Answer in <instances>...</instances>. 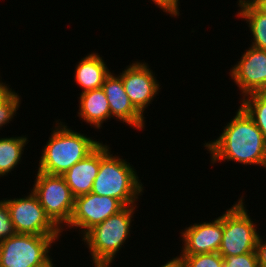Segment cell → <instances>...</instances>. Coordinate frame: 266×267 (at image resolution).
<instances>
[{
	"instance_id": "6da1fadb",
	"label": "cell",
	"mask_w": 266,
	"mask_h": 267,
	"mask_svg": "<svg viewBox=\"0 0 266 267\" xmlns=\"http://www.w3.org/2000/svg\"><path fill=\"white\" fill-rule=\"evenodd\" d=\"M217 139L205 142L211 163L234 161L266 169V140L252 118L239 106Z\"/></svg>"
},
{
	"instance_id": "7a4b0ae2",
	"label": "cell",
	"mask_w": 266,
	"mask_h": 267,
	"mask_svg": "<svg viewBox=\"0 0 266 267\" xmlns=\"http://www.w3.org/2000/svg\"><path fill=\"white\" fill-rule=\"evenodd\" d=\"M64 123L56 121V126L41 153L37 169L39 172L63 175L102 143L68 128Z\"/></svg>"
},
{
	"instance_id": "3957f363",
	"label": "cell",
	"mask_w": 266,
	"mask_h": 267,
	"mask_svg": "<svg viewBox=\"0 0 266 267\" xmlns=\"http://www.w3.org/2000/svg\"><path fill=\"white\" fill-rule=\"evenodd\" d=\"M109 149L107 144H100V168L91 192L116 198L124 206H136L143 184L133 166L119 156H113Z\"/></svg>"
},
{
	"instance_id": "277c9868",
	"label": "cell",
	"mask_w": 266,
	"mask_h": 267,
	"mask_svg": "<svg viewBox=\"0 0 266 267\" xmlns=\"http://www.w3.org/2000/svg\"><path fill=\"white\" fill-rule=\"evenodd\" d=\"M137 206H125L117 214L88 230L82 241L92 256L94 267H110L116 253L122 248L131 231V222Z\"/></svg>"
},
{
	"instance_id": "5b68a950",
	"label": "cell",
	"mask_w": 266,
	"mask_h": 267,
	"mask_svg": "<svg viewBox=\"0 0 266 267\" xmlns=\"http://www.w3.org/2000/svg\"><path fill=\"white\" fill-rule=\"evenodd\" d=\"M60 236L15 233L0 242V267H42Z\"/></svg>"
},
{
	"instance_id": "8992f818",
	"label": "cell",
	"mask_w": 266,
	"mask_h": 267,
	"mask_svg": "<svg viewBox=\"0 0 266 267\" xmlns=\"http://www.w3.org/2000/svg\"><path fill=\"white\" fill-rule=\"evenodd\" d=\"M242 197L223 214V237L218 251L222 257L237 256L256 250L259 232L248 214Z\"/></svg>"
},
{
	"instance_id": "52a82bcc",
	"label": "cell",
	"mask_w": 266,
	"mask_h": 267,
	"mask_svg": "<svg viewBox=\"0 0 266 267\" xmlns=\"http://www.w3.org/2000/svg\"><path fill=\"white\" fill-rule=\"evenodd\" d=\"M32 192L50 220L63 232L71 218L75 197L62 175L37 171ZM64 223V224H63Z\"/></svg>"
},
{
	"instance_id": "ba28073f",
	"label": "cell",
	"mask_w": 266,
	"mask_h": 267,
	"mask_svg": "<svg viewBox=\"0 0 266 267\" xmlns=\"http://www.w3.org/2000/svg\"><path fill=\"white\" fill-rule=\"evenodd\" d=\"M23 198L3 199L16 233L61 235L62 231L46 215L38 197L30 191Z\"/></svg>"
},
{
	"instance_id": "9c48e42d",
	"label": "cell",
	"mask_w": 266,
	"mask_h": 267,
	"mask_svg": "<svg viewBox=\"0 0 266 267\" xmlns=\"http://www.w3.org/2000/svg\"><path fill=\"white\" fill-rule=\"evenodd\" d=\"M124 207L116 198L90 192L75 198L73 212L66 226L69 229H81L82 237L92 227L117 214Z\"/></svg>"
},
{
	"instance_id": "30bf717a",
	"label": "cell",
	"mask_w": 266,
	"mask_h": 267,
	"mask_svg": "<svg viewBox=\"0 0 266 267\" xmlns=\"http://www.w3.org/2000/svg\"><path fill=\"white\" fill-rule=\"evenodd\" d=\"M119 74L131 103L142 115H145L146 107L152 103L161 89L155 74L148 63L141 61L128 65Z\"/></svg>"
},
{
	"instance_id": "8fae6325",
	"label": "cell",
	"mask_w": 266,
	"mask_h": 267,
	"mask_svg": "<svg viewBox=\"0 0 266 267\" xmlns=\"http://www.w3.org/2000/svg\"><path fill=\"white\" fill-rule=\"evenodd\" d=\"M230 70L242 97L254 92L266 91V50L250 46Z\"/></svg>"
},
{
	"instance_id": "7c38bea8",
	"label": "cell",
	"mask_w": 266,
	"mask_h": 267,
	"mask_svg": "<svg viewBox=\"0 0 266 267\" xmlns=\"http://www.w3.org/2000/svg\"><path fill=\"white\" fill-rule=\"evenodd\" d=\"M180 255L218 252L223 237V214L211 222L194 223L181 232Z\"/></svg>"
},
{
	"instance_id": "4fadbf2b",
	"label": "cell",
	"mask_w": 266,
	"mask_h": 267,
	"mask_svg": "<svg viewBox=\"0 0 266 267\" xmlns=\"http://www.w3.org/2000/svg\"><path fill=\"white\" fill-rule=\"evenodd\" d=\"M109 102L111 117H116L121 123L141 131L144 129L145 117L131 103L119 74L111 73L105 78L102 85Z\"/></svg>"
},
{
	"instance_id": "5bb4252c",
	"label": "cell",
	"mask_w": 266,
	"mask_h": 267,
	"mask_svg": "<svg viewBox=\"0 0 266 267\" xmlns=\"http://www.w3.org/2000/svg\"><path fill=\"white\" fill-rule=\"evenodd\" d=\"M99 168L100 145L62 175L75 198L92 191Z\"/></svg>"
},
{
	"instance_id": "9a60e30c",
	"label": "cell",
	"mask_w": 266,
	"mask_h": 267,
	"mask_svg": "<svg viewBox=\"0 0 266 267\" xmlns=\"http://www.w3.org/2000/svg\"><path fill=\"white\" fill-rule=\"evenodd\" d=\"M78 116L90 126L100 129L104 121L111 118L110 106L103 88L80 94Z\"/></svg>"
},
{
	"instance_id": "2e32d148",
	"label": "cell",
	"mask_w": 266,
	"mask_h": 267,
	"mask_svg": "<svg viewBox=\"0 0 266 267\" xmlns=\"http://www.w3.org/2000/svg\"><path fill=\"white\" fill-rule=\"evenodd\" d=\"M106 62L98 53L92 52L76 64L75 82L83 88L82 92L101 88L105 78L110 74Z\"/></svg>"
},
{
	"instance_id": "e0dca14e",
	"label": "cell",
	"mask_w": 266,
	"mask_h": 267,
	"mask_svg": "<svg viewBox=\"0 0 266 267\" xmlns=\"http://www.w3.org/2000/svg\"><path fill=\"white\" fill-rule=\"evenodd\" d=\"M237 17L243 18L248 24L252 35V44L250 46L266 50V16L260 14L247 0H238Z\"/></svg>"
},
{
	"instance_id": "ac0fdd59",
	"label": "cell",
	"mask_w": 266,
	"mask_h": 267,
	"mask_svg": "<svg viewBox=\"0 0 266 267\" xmlns=\"http://www.w3.org/2000/svg\"><path fill=\"white\" fill-rule=\"evenodd\" d=\"M28 142L25 136L0 137V177L8 175L17 167Z\"/></svg>"
},
{
	"instance_id": "d6986e66",
	"label": "cell",
	"mask_w": 266,
	"mask_h": 267,
	"mask_svg": "<svg viewBox=\"0 0 266 267\" xmlns=\"http://www.w3.org/2000/svg\"><path fill=\"white\" fill-rule=\"evenodd\" d=\"M240 100V106L252 118L266 140V91L247 94Z\"/></svg>"
},
{
	"instance_id": "ffe728a7",
	"label": "cell",
	"mask_w": 266,
	"mask_h": 267,
	"mask_svg": "<svg viewBox=\"0 0 266 267\" xmlns=\"http://www.w3.org/2000/svg\"><path fill=\"white\" fill-rule=\"evenodd\" d=\"M20 102V96L6 83L0 86V129L16 116Z\"/></svg>"
},
{
	"instance_id": "44dd1931",
	"label": "cell",
	"mask_w": 266,
	"mask_h": 267,
	"mask_svg": "<svg viewBox=\"0 0 266 267\" xmlns=\"http://www.w3.org/2000/svg\"><path fill=\"white\" fill-rule=\"evenodd\" d=\"M184 267H223V257L218 253L179 255Z\"/></svg>"
},
{
	"instance_id": "7402d4cb",
	"label": "cell",
	"mask_w": 266,
	"mask_h": 267,
	"mask_svg": "<svg viewBox=\"0 0 266 267\" xmlns=\"http://www.w3.org/2000/svg\"><path fill=\"white\" fill-rule=\"evenodd\" d=\"M223 267H259L257 253L255 251L237 256L223 257Z\"/></svg>"
},
{
	"instance_id": "603a6c76",
	"label": "cell",
	"mask_w": 266,
	"mask_h": 267,
	"mask_svg": "<svg viewBox=\"0 0 266 267\" xmlns=\"http://www.w3.org/2000/svg\"><path fill=\"white\" fill-rule=\"evenodd\" d=\"M16 232L10 219L9 209L3 200H0V242L14 235Z\"/></svg>"
},
{
	"instance_id": "cb8c5ba5",
	"label": "cell",
	"mask_w": 266,
	"mask_h": 267,
	"mask_svg": "<svg viewBox=\"0 0 266 267\" xmlns=\"http://www.w3.org/2000/svg\"><path fill=\"white\" fill-rule=\"evenodd\" d=\"M179 0H152L163 12L170 14V16H179ZM179 3V4H178Z\"/></svg>"
},
{
	"instance_id": "d4e9b609",
	"label": "cell",
	"mask_w": 266,
	"mask_h": 267,
	"mask_svg": "<svg viewBox=\"0 0 266 267\" xmlns=\"http://www.w3.org/2000/svg\"><path fill=\"white\" fill-rule=\"evenodd\" d=\"M261 237L259 234L255 251L257 253L259 267H266V240L264 241Z\"/></svg>"
},
{
	"instance_id": "484cf974",
	"label": "cell",
	"mask_w": 266,
	"mask_h": 267,
	"mask_svg": "<svg viewBox=\"0 0 266 267\" xmlns=\"http://www.w3.org/2000/svg\"><path fill=\"white\" fill-rule=\"evenodd\" d=\"M260 14L266 16V0H247Z\"/></svg>"
},
{
	"instance_id": "4316f807",
	"label": "cell",
	"mask_w": 266,
	"mask_h": 267,
	"mask_svg": "<svg viewBox=\"0 0 266 267\" xmlns=\"http://www.w3.org/2000/svg\"><path fill=\"white\" fill-rule=\"evenodd\" d=\"M161 267H184L182 261L178 256L170 259V261H167L166 264L161 265Z\"/></svg>"
},
{
	"instance_id": "83f0119b",
	"label": "cell",
	"mask_w": 266,
	"mask_h": 267,
	"mask_svg": "<svg viewBox=\"0 0 266 267\" xmlns=\"http://www.w3.org/2000/svg\"><path fill=\"white\" fill-rule=\"evenodd\" d=\"M42 267H54L53 263H52V259L46 263L45 265H43Z\"/></svg>"
}]
</instances>
